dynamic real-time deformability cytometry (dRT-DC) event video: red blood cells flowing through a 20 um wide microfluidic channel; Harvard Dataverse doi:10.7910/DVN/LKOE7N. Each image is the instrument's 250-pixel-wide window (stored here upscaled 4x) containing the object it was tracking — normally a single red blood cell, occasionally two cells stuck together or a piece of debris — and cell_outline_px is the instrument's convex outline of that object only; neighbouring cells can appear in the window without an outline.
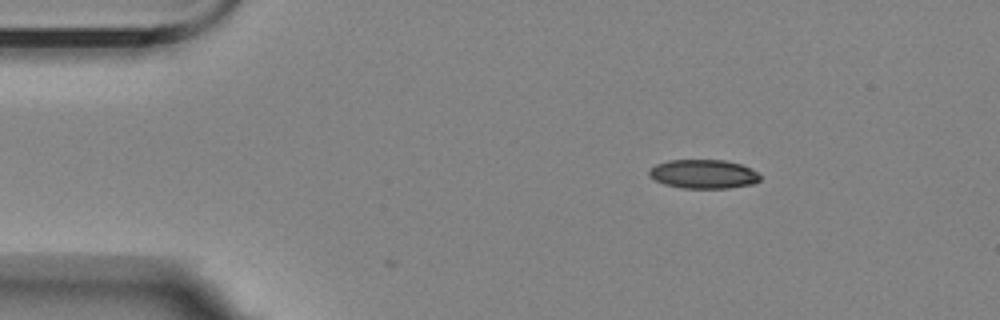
{"species": "Egyptian fruit bat (a non-hibernating species)", "species_latin": "Rousettus aegyptiacus", "temperature_condition": "room temperature", "stored_images_in_passage": 3, "camera_frame_rate_fps": 3000, "um_per_image_px": 0.085, "animal": {"sex": "female"}, "frame": {"image": 1, "passage_image": 2, "time_ms": 1.0, "image_size_px": [1000, 320], "cell_outline_px": [[760, 180], [752, 184], [728, 188], [684, 188], [664, 184], [648, 176], [648, 168], [656, 164], [668, 160], [724, 160], [740, 164], [756, 172], [760, 176]], "centroid_in_image_um": [59.74, 14.79], "position_along_channel_um": 25.3, "area_um2": 18.67}}